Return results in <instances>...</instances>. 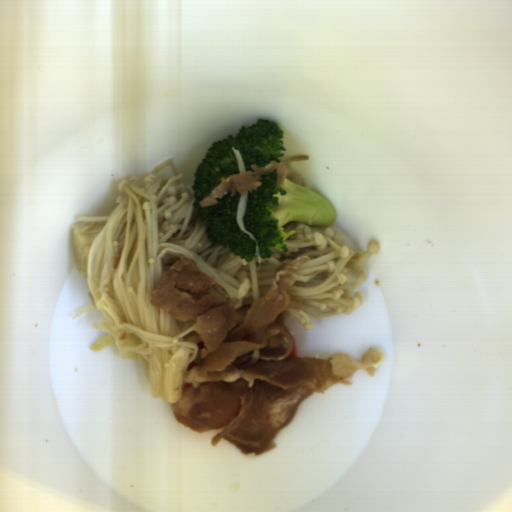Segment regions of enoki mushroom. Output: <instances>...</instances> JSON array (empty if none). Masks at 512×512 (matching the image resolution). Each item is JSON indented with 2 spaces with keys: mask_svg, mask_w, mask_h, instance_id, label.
<instances>
[{
  "mask_svg": "<svg viewBox=\"0 0 512 512\" xmlns=\"http://www.w3.org/2000/svg\"><path fill=\"white\" fill-rule=\"evenodd\" d=\"M166 166L174 177L155 174ZM183 179L171 159L146 174L125 177L109 215L80 217L72 227L77 270L85 274L91 294V305L73 318L92 309L103 314L92 326L104 335L88 348L100 351L115 345L122 359L140 364L150 396L170 404L183 397L187 368L199 352L194 341H184L195 321L180 322L151 303L164 272L175 262L194 260L199 271L211 277L215 292L232 302L236 322L243 324L246 311L269 293L278 266L288 258L309 256L287 289L288 295L302 300L301 310L285 316L310 330L313 320L308 314L341 317L362 307L357 289L368 278L364 266L380 250L378 240L355 248L344 245L346 235L333 227L287 222L284 232L294 231L286 239L288 251L270 248L271 257L262 258L243 221L248 193L240 195L236 216L256 247L255 258L247 262L212 242L195 208V192Z\"/></svg>",
  "mask_w": 512,
  "mask_h": 512,
  "instance_id": "enoki-mushroom-1",
  "label": "enoki mushroom"
},
{
  "mask_svg": "<svg viewBox=\"0 0 512 512\" xmlns=\"http://www.w3.org/2000/svg\"><path fill=\"white\" fill-rule=\"evenodd\" d=\"M310 156L308 155H294V156H283L281 157V162L283 165L286 166L287 172L285 178L288 180L299 184L306 188V182L302 176H300L297 172H295L292 168L291 163L296 161H309Z\"/></svg>",
  "mask_w": 512,
  "mask_h": 512,
  "instance_id": "enoki-mushroom-2",
  "label": "enoki mushroom"
},
{
  "mask_svg": "<svg viewBox=\"0 0 512 512\" xmlns=\"http://www.w3.org/2000/svg\"><path fill=\"white\" fill-rule=\"evenodd\" d=\"M237 161L239 175L245 173L244 162L241 151H238L234 146L231 148Z\"/></svg>",
  "mask_w": 512,
  "mask_h": 512,
  "instance_id": "enoki-mushroom-3",
  "label": "enoki mushroom"
}]
</instances>
